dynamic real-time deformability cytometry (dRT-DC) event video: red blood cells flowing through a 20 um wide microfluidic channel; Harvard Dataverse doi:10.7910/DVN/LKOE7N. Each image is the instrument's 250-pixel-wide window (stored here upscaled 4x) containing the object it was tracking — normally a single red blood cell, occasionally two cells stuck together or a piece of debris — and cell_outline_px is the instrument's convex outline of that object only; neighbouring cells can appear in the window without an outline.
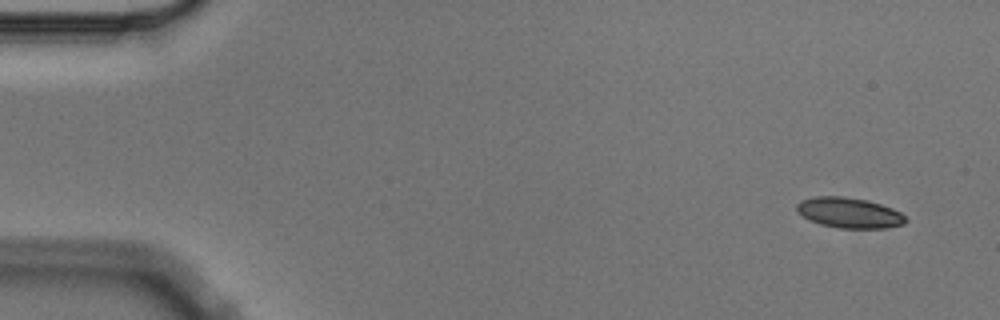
{"species": "Egyptian fruit bat (a non-hibernating species)", "species_latin": "Rousettus aegyptiacus", "temperature_condition": "cold", "stored_images_in_passage": 6, "camera_frame_rate_fps": 3000, "um_per_image_px": 0.085, "animal": {"sex": "male"}, "frame": {"image": 1, "passage_image": 1, "time_ms": 0.0, "image_size_px": [1000, 320], "cell_outline_px": [[908, 220], [904, 224], [884, 228], [836, 228], [820, 224], [804, 216], [796, 208], [796, 204], [800, 200], [816, 196], [844, 196], [868, 200], [892, 208], [900, 212]], "centroid_in_image_um": [72.2, 18.08], "position_along_channel_um": 12.8, "area_um2": 19.25}}
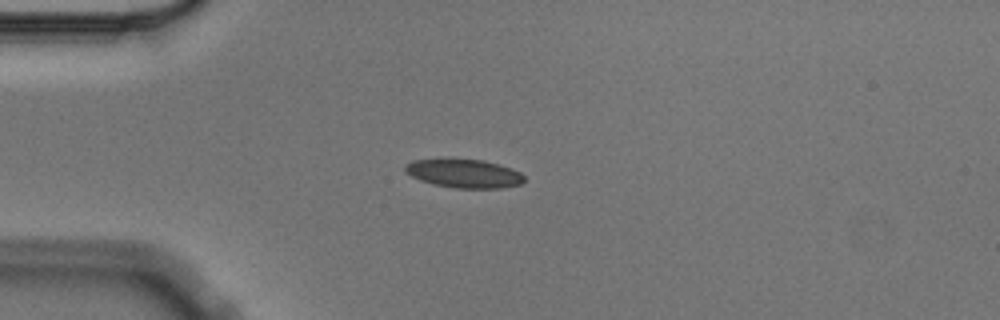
{"frame": {"image": 2, "passage_image": 4, "time_ms": 1.0, "image_size_px": [1000, 320], "cell_outline_px": [[524, 180], [520, 184], [500, 188], [456, 188], [432, 184], [420, 180], [412, 176], [404, 168], [404, 164], [412, 160], [484, 160], [500, 164], [512, 168], [520, 172], [524, 176]], "centroid_in_image_um": [39.47, 14.75], "position_along_channel_um": 45.5, "area_um2": 19.59}}
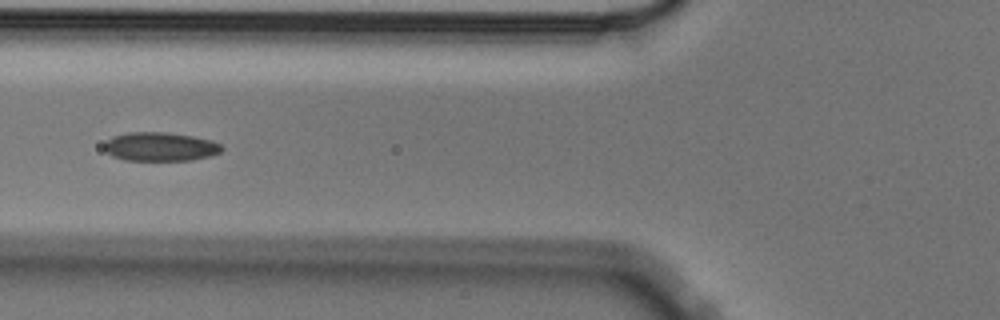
{"frame": {"image": 3, "passage_image": 6, "time_ms": 1.667, "image_size_px": [1000, 320], "cell_outline_px": [[224, 148], [220, 152], [208, 156], [192, 160], [124, 160], [112, 156], [104, 148], [104, 144], [112, 136], [128, 132], [168, 132], [192, 136], [212, 140], [220, 144]], "centroid_in_image_um": [13.62, 12.46], "position_along_channel_um": 112.2, "area_um2": 19.71}}